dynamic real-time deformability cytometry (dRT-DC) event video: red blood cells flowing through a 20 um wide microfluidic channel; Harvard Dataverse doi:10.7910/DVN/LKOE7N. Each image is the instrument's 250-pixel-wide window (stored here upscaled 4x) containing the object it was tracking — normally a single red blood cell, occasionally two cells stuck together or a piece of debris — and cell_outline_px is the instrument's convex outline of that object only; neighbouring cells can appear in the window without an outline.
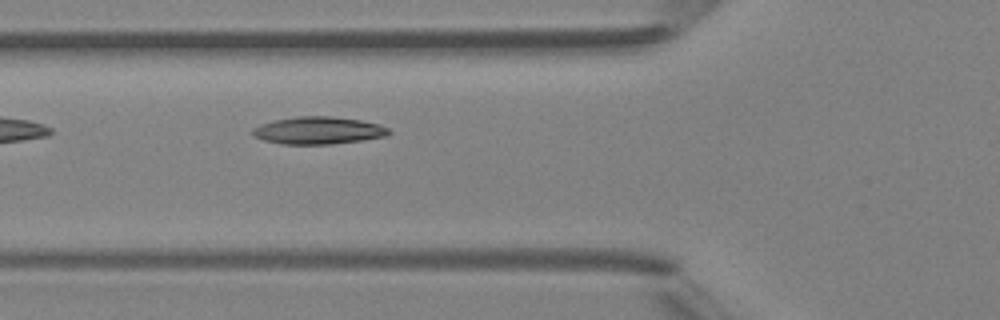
{"species": "Egyptian fruit bat (a non-hibernating species)", "species_latin": "Rousettus aegyptiacus", "temperature_condition": "room temperature", "stored_images_in_passage": 5, "camera_frame_rate_fps": 3000, "um_per_image_px": 0.085, "animal": {"sex": "female"}, "frame": {"image": 1, "passage_image": 5, "time_ms": 4.667, "image_size_px": [1000, 320], "cell_outline_px": [[392, 132], [384, 136], [360, 140], [332, 144], [280, 144], [264, 140], [252, 136], [252, 128], [260, 124], [272, 120], [296, 116], [332, 116], [360, 120], [380, 124], [388, 128]], "centroid_in_image_um": [27.01, 11.08], "position_along_channel_um": 98.8, "area_um2": 21.85}}